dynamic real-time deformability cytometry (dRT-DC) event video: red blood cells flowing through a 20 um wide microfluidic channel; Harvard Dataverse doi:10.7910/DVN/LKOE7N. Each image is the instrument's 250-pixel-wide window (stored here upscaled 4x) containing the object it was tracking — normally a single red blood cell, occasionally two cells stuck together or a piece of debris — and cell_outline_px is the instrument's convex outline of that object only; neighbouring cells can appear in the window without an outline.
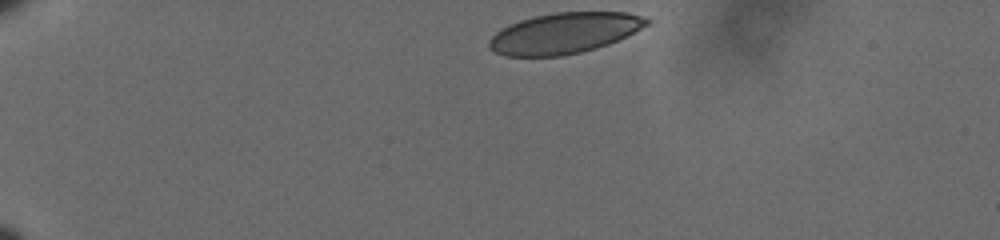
{"species": "human", "species_latin": "Homo sapiens", "temperature_condition": "cold", "stored_images_in_passage": 40, "camera_frame_rate_fps": 3000, "um_per_image_px": 0.085, "donor": {"sex": "male"}, "frame": {"image": 1, "passage_image": 1, "time_ms": 0.0, "image_size_px": [1000, 240], "cell_outline_px": [[652, 20], [648, 24], [608, 44], [596, 48], [580, 52], [560, 56], [504, 56], [488, 48], [488, 40], [496, 32], [508, 24], [520, 20], [536, 16], [556, 12], [624, 12], [644, 16]], "centroid_in_image_um": [47.92, 2.81], "position_along_channel_um": 37.1, "area_um2": 37.22}}
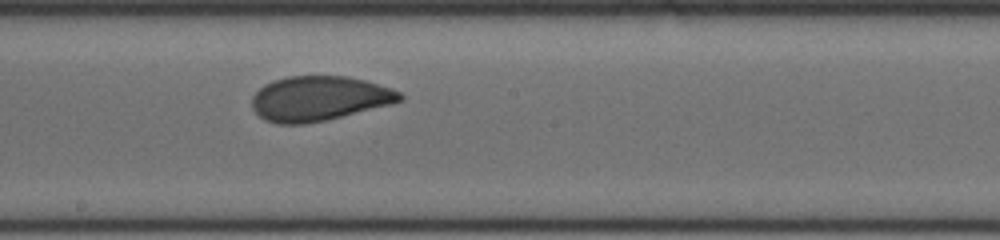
{"frame": {"image": 2, "passage_image": 23, "time_ms": 7.333, "image_size_px": [1000, 240], "cell_outline_px": [[404, 100], [324, 120], [304, 124], [276, 124], [264, 120], [252, 108], [252, 96], [264, 84], [272, 80], [288, 76], [348, 76], [368, 80], [392, 88], [400, 92], [404, 96]], "centroid_in_image_um": [27.1, 8.35], "position_along_channel_um": 221.1, "area_um2": 38.49}}
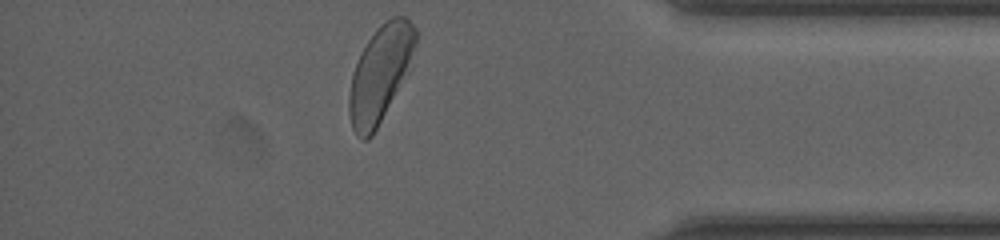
{"frame": {"image": 3, "passage_image": 40, "time_ms": 13.0, "image_size_px": [1000, 240], "cell_outline_px": [[416, 44], [412, 68], [372, 136], [368, 140], [360, 140], [356, 136], [352, 128], [348, 112], [348, 96], [352, 72], [360, 52], [376, 28], [380, 24], [392, 16], [404, 16], [416, 28]], "centroid_in_image_um": [32.32, 6.29], "position_along_channel_um": 402.9, "area_um2": 38.03}, "authors_computed_cell_mechanics": {"area_um2": 38.5237, "velocity_mm_per_s": 3.5773, "shape_relaxation_time_tau1_ms": 4.6983, "shape_relaxation_time_tau2_ms": 0.8528, "deformation_change_tau1": 0.1297, "deformation_change_tau2": 0.0555}}